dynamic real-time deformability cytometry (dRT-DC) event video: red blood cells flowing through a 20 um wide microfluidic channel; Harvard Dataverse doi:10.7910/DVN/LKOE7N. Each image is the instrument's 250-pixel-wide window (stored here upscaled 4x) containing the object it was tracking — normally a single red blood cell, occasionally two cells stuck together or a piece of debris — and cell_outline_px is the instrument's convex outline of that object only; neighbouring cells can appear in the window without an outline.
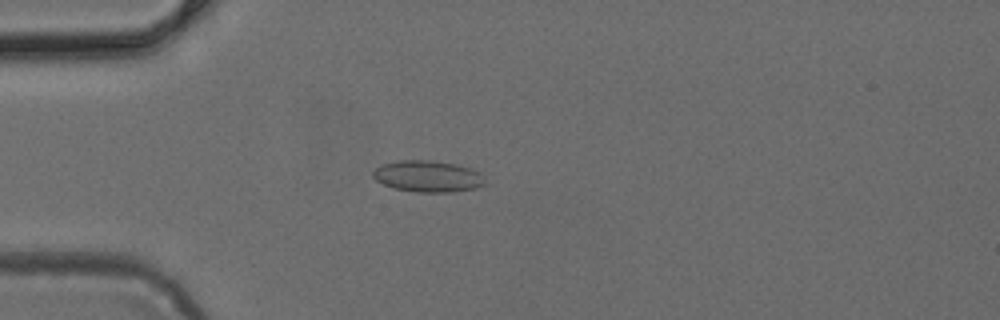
{"species": "common noctule bat (a hibernating species)", "species_latin": "Nyctalus noctula", "temperature_condition": "cold", "stored_images_in_passage": 49, "camera_frame_rate_fps": 3000, "um_per_image_px": 0.085, "animal": {"sex": "female", "body_mass_g": 24.6, "forearm_length_mm": 56.2}, "frame": {"image": 1, "passage_image": 14, "time_ms": 4.333, "image_size_px": [1000, 320], "cell_outline_px": [[484, 184], [476, 188], [452, 192], [416, 192], [392, 188], [376, 180], [372, 176], [372, 172], [376, 168], [384, 164], [396, 160], [432, 160], [456, 164], [472, 168], [480, 172], [484, 176]], "centroid_in_image_um": [36.37, 14.98], "position_along_channel_um": 48.6, "area_um2": 20.69}}
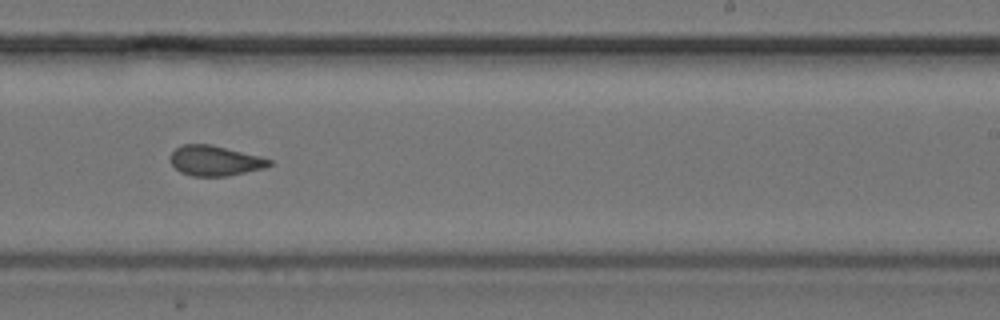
{"frame": {"image": 2, "passage_image": 31, "time_ms": 10.0, "image_size_px": [1000, 320], "cell_outline_px": [[272, 164], [264, 168], [228, 176], [192, 176], [180, 172], [172, 164], [172, 152], [176, 148], [184, 144], [212, 144], [260, 156], [272, 160]], "centroid_in_image_um": [18.3, 13.66], "position_along_channel_um": 270.7, "area_um2": 17.28}}
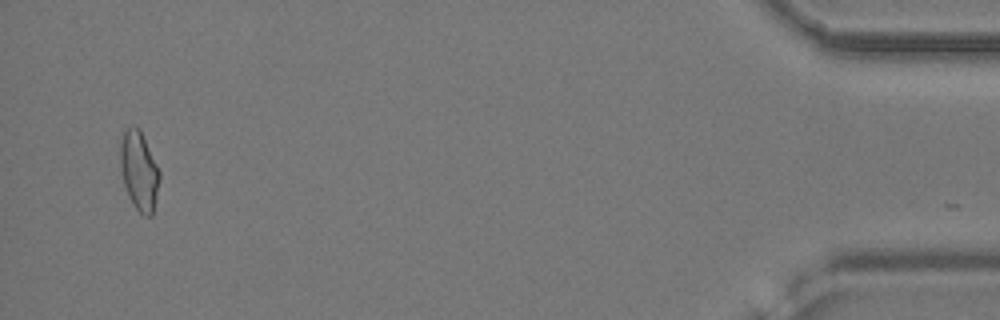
{"frame": {"image": 3, "passage_image": 48, "time_ms": 15.667, "image_size_px": [1000, 320], "cell_outline_px": [[160, 180], [152, 216], [144, 216], [132, 204], [128, 196], [120, 172], [120, 144], [124, 128], [140, 128], [160, 172]], "centroid_in_image_um": [11.81, 14.53], "position_along_channel_um": 423.4, "area_um2": 18.15}}